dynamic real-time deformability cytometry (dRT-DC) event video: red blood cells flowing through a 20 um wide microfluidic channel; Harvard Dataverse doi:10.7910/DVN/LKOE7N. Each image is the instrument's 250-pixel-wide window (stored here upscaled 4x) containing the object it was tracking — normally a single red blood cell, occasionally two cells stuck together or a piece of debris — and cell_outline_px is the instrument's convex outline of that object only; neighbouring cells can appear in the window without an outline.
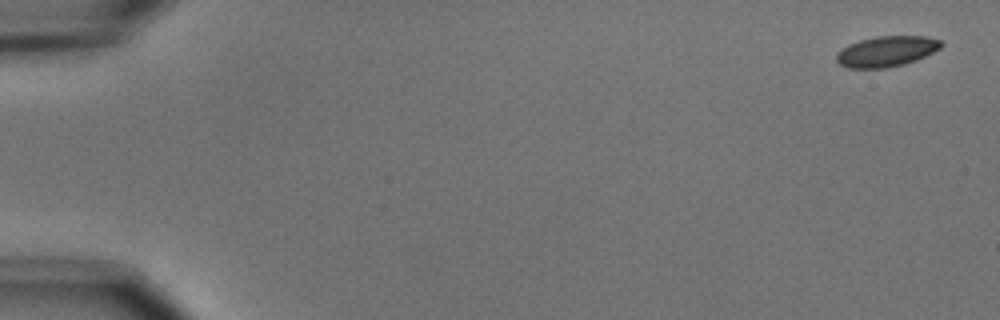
{"species": "common noctule bat (a hibernating species)", "species_latin": "Nyctalus noctula", "temperature_condition": "cold", "stored_images_in_passage": 6, "segment_of_instrument_passage": [1, 2], "camera_frame_rate_fps": 3000, "um_per_image_px": 0.085, "animal": {"sex": "male", "body_mass_g": 15.6}, "frame": {"image": 1, "passage_image": 1, "time_ms": 0.0, "image_size_px": [1000, 320], "cell_outline_px": [[944, 44], [940, 48], [916, 60], [904, 64], [884, 68], [848, 68], [840, 64], [836, 60], [836, 52], [848, 44], [860, 40], [876, 36], [924, 36], [940, 40]], "centroid_in_image_um": [75.32, 4.36], "position_along_channel_um": 9.7, "area_um2": 18.61}}
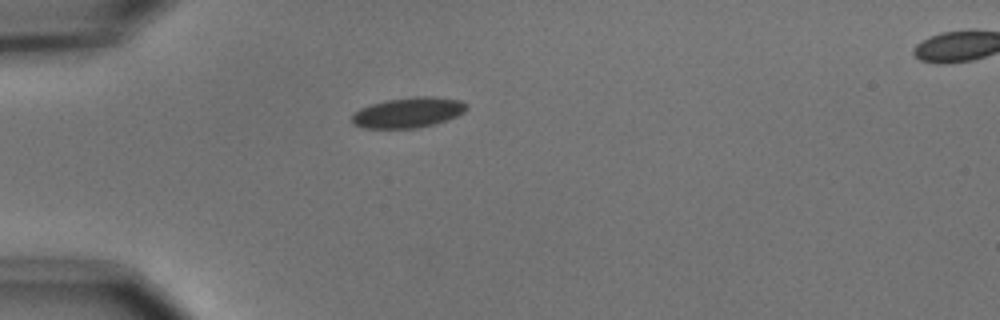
{"frame": {"image": 2, "passage_image": 5, "time_ms": 4.667, "image_size_px": [1000, 320], "cell_outline_px": [[468, 108], [464, 112], [456, 116], [432, 124], [416, 128], [364, 128], [352, 124], [352, 116], [360, 108], [384, 100], [412, 96], [432, 96], [460, 100], [468, 104]], "centroid_in_image_um": [34.69, 9.55], "position_along_channel_um": 50.3, "area_um2": 20.23}}